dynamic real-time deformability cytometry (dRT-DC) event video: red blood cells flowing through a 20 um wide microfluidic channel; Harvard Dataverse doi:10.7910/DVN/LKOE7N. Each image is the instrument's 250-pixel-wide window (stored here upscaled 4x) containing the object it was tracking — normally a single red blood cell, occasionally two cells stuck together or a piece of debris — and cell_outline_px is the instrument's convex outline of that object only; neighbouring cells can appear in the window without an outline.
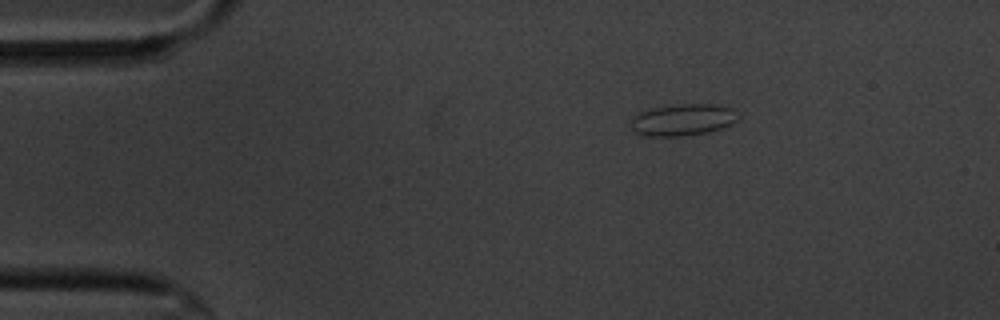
{"species": "common noctule bat (a hibernating species)", "species_latin": "Nyctalus noctula", "temperature_condition": "cold", "stored_images_in_passage": 49, "camera_frame_rate_fps": 3000, "um_per_image_px": 0.085, "animal": {"sex": "male", "body_mass_g": 20.1, "forearm_length_mm": 53.5}, "frame": {"image": 1, "passage_image": 1, "time_ms": 0.0, "image_size_px": [1000, 320], "cell_outline_px": [[736, 120], [732, 124], [724, 128], [708, 132], [680, 136], [644, 136], [632, 132], [632, 120], [640, 112], [652, 108], [680, 104], [712, 104], [732, 108]], "centroid_in_image_um": [58.01, 10.2], "position_along_channel_um": 27.0, "area_um2": 19.59}}
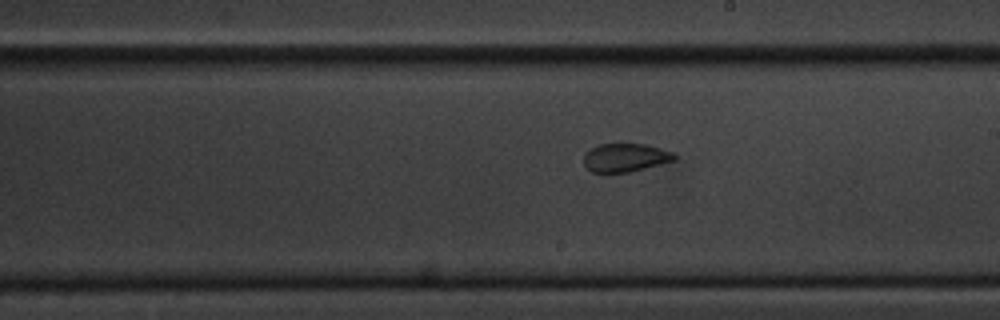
{"frame": {"image": 2, "passage_image": 24, "time_ms": 7.667, "image_size_px": [1000, 320], "cell_outline_px": [[676, 160], [628, 172], [608, 176], [592, 172], [584, 164], [584, 152], [600, 144], [648, 144], [672, 152], [676, 156]], "centroid_in_image_um": [53.1, 13.43], "position_along_channel_um": 235.9, "area_um2": 15.37}}
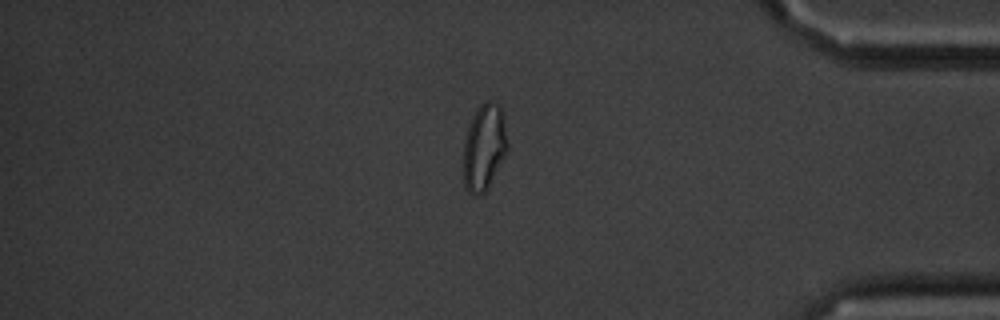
{"frame": {"image": 3, "passage_image": 40, "time_ms": 13.0, "image_size_px": [1000, 320], "cell_outline_px": [[508, 148], [488, 188], [484, 192], [472, 196], [464, 188], [464, 140], [472, 116], [480, 104], [488, 100], [500, 104], [504, 112], [508, 140]], "centroid_in_image_um": [41.17, 12.48], "position_along_channel_um": 394.0, "area_um2": 22.43}, "authors_computed_cell_mechanics": {"area_um2": 16.6464, "velocity_mm_per_s": 3.4831, "shape_relaxation_time_tau1_ms": null, "shape_relaxation_time_tau2_ms": 0.7224, "deformation_change_tau1": null, "deformation_change_tau2": 0.0506}}